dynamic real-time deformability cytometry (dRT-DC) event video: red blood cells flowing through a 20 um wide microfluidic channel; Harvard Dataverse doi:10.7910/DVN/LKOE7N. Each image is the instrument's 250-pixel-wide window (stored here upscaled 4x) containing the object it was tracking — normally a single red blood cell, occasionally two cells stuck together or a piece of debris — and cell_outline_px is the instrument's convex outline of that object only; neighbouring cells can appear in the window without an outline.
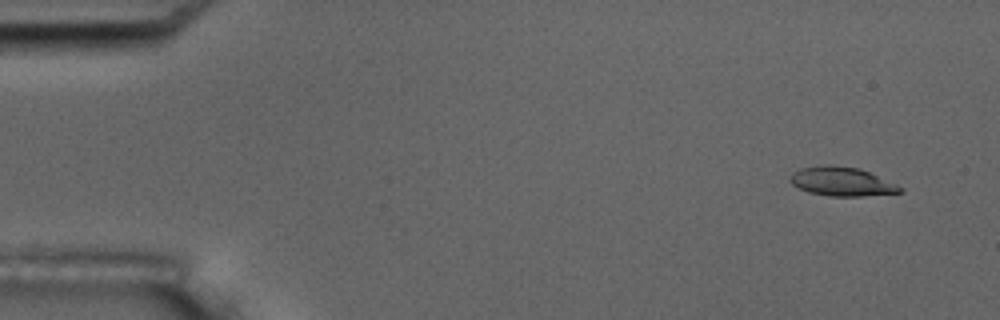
{"species": "common noctule bat (a hibernating species)", "species_latin": "Nyctalus noctula", "temperature_condition": "room temperature", "stored_images_in_passage": 5, "camera_frame_rate_fps": 3000, "um_per_image_px": 0.085, "animal": {"sex": "male", "body_mass_g": 17.5, "forearm_length_mm": 52.3}, "frame": {"image": 1, "passage_image": 2, "time_ms": 1.0, "image_size_px": [1000, 320], "cell_outline_px": [[904, 192], [860, 196], [828, 196], [808, 192], [792, 184], [788, 180], [800, 168], [828, 164], [860, 168], [896, 184], [904, 188]], "centroid_in_image_um": [71.57, 15.43], "position_along_channel_um": 13.4, "area_um2": 18.44}}
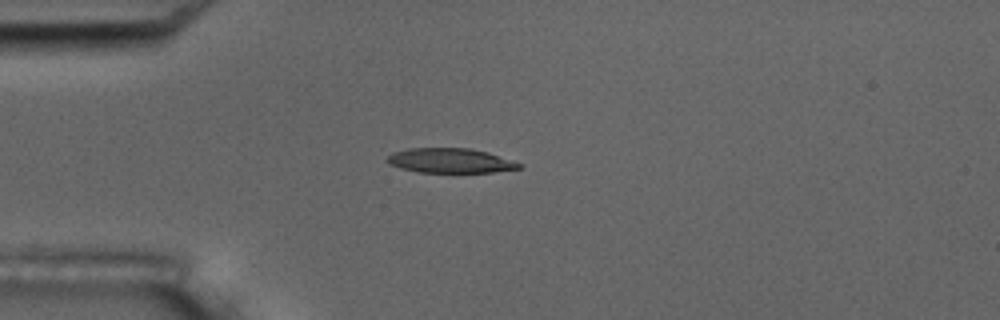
{"frame": {"image": 2, "passage_image": 5, "time_ms": 4.667, "image_size_px": [1000, 320], "cell_outline_px": [[520, 168], [492, 172], [420, 172], [400, 168], [388, 164], [384, 160], [392, 152], [408, 148], [468, 148], [488, 152], [520, 164]], "centroid_in_image_um": [38.17, 13.64], "position_along_channel_um": 46.8, "area_um2": 18.79}}